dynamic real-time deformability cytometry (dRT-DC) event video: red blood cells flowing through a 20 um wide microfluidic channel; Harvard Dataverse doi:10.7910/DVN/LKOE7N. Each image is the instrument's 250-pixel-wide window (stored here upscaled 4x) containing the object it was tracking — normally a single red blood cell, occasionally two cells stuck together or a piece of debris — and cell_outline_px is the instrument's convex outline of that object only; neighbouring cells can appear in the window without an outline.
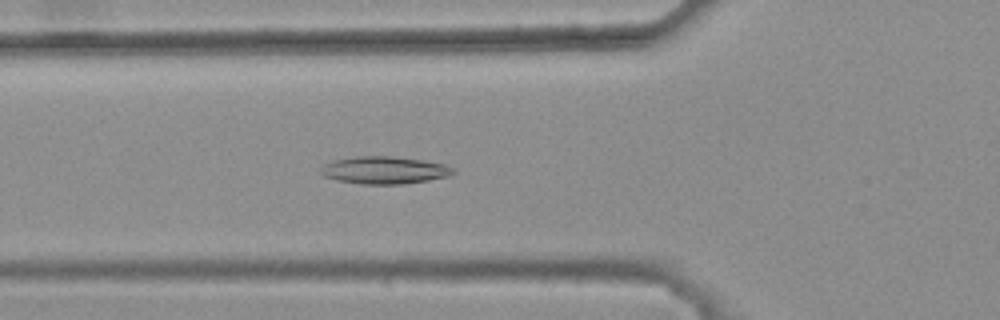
{"species": "common noctule bat (a hibernating species)", "species_latin": "Nyctalus noctula", "temperature_condition": "warm", "stored_images_in_passage": 36, "camera_frame_rate_fps": 3000, "um_per_image_px": 0.085, "animal": {"sex": "female", "body_mass_g": 25.1}, "frame": {"image": 1, "passage_image": 10, "time_ms": 3.0, "image_size_px": [1000, 320], "cell_outline_px": [[456, 172], [448, 176], [428, 180], [404, 184], [360, 184], [336, 180], [324, 176], [320, 172], [320, 164], [332, 160], [360, 156], [388, 156], [420, 160], [444, 164], [452, 168]], "centroid_in_image_um": [32.6, 14.47], "position_along_channel_um": 93.2, "area_um2": 21.15}}
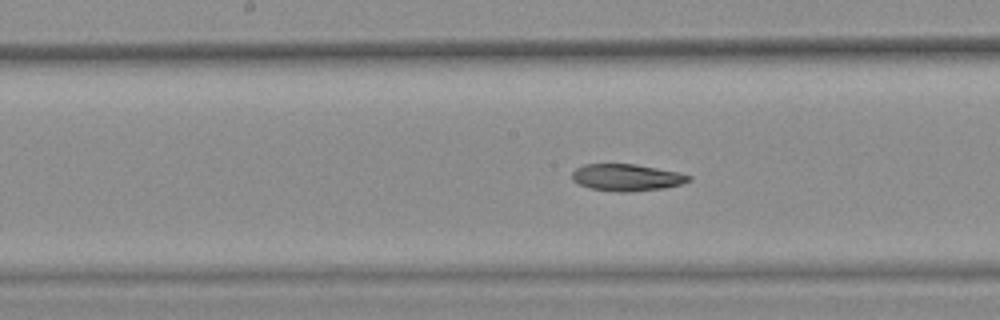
{"frame": {"image": 2, "passage_image": 18, "time_ms": 5.667, "image_size_px": [1000, 320], "cell_outline_px": [[692, 180], [680, 184], [664, 188], [628, 192], [616, 192], [588, 188], [572, 180], [572, 172], [576, 168], [584, 164], [636, 164], [680, 172], [692, 176]], "centroid_in_image_um": [53.28, 15.08], "position_along_channel_um": 194.9, "area_um2": 18.44}}
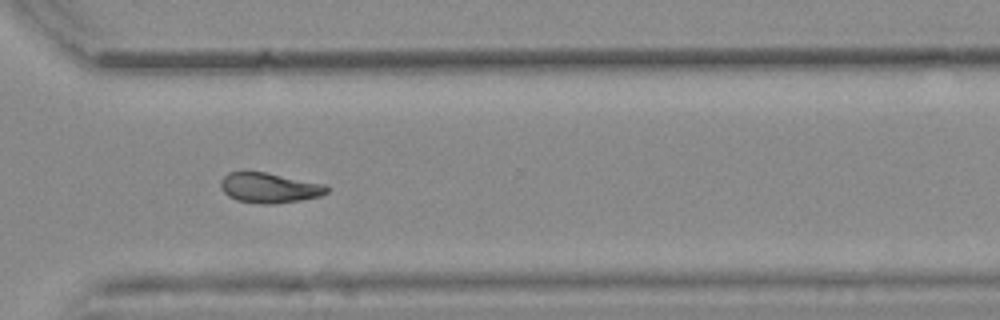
{"frame": {"image": 3, "passage_image": 30, "time_ms": 9.667, "image_size_px": [1000, 320], "cell_outline_px": [[328, 192], [320, 196], [300, 200], [276, 204], [264, 204], [236, 200], [228, 196], [220, 188], [220, 180], [228, 172], [264, 172], [328, 184]], "centroid_in_image_um": [22.9, 15.96], "position_along_channel_um": 347.7, "area_um2": 18.73}, "authors_computed_cell_mechanics": {"area_um2": 18.9006, "velocity_mm_per_s": 3.8107, "shape_relaxation_time_tau1_ms": null, "shape_relaxation_time_tau2_ms": 4.3684, "deformation_change_tau1": null, "deformation_change_tau2": 0.1059}}